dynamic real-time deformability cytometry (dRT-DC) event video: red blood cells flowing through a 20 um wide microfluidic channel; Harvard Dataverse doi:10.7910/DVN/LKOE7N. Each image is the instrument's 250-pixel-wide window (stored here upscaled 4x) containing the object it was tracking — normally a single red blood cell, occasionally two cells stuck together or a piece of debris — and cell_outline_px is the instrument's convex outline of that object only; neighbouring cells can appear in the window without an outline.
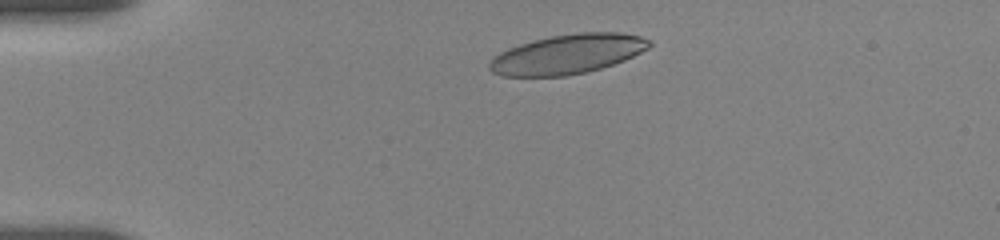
{"species": "human", "species_latin": "Homo sapiens", "temperature_condition": "room temperature", "stored_images_in_passage": 18, "camera_frame_rate_fps": 3000, "um_per_image_px": 0.085, "donor": {"sex": "female"}, "frame": {"image": 1, "passage_image": 2, "time_ms": 1.0, "image_size_px": [1000, 240], "cell_outline_px": [[652, 44], [648, 48], [624, 60], [600, 68], [584, 72], [564, 76], [504, 76], [492, 72], [488, 68], [488, 64], [500, 52], [508, 48], [532, 40], [552, 36], [576, 32], [620, 32], [640, 36], [648, 40]], "centroid_in_image_um": [48.22, 4.59], "position_along_channel_um": 36.8, "area_um2": 36.53}}
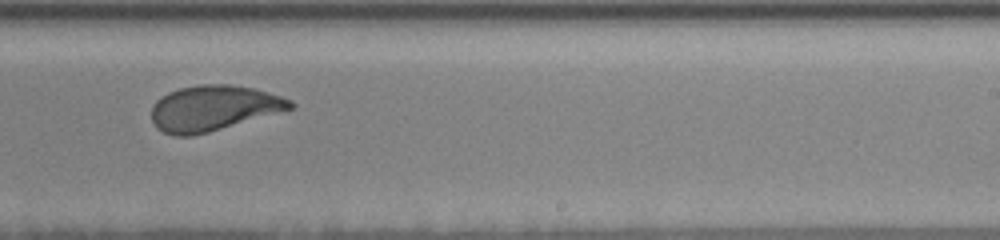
{"frame": {"image": 2, "passage_image": 10, "time_ms": 8.667, "image_size_px": [1000, 240], "cell_outline_px": [[296, 104], [292, 108], [208, 132], [192, 136], [176, 136], [164, 132], [156, 128], [152, 120], [152, 104], [156, 100], [168, 92], [180, 88], [196, 84], [232, 84], [252, 88], [268, 92], [292, 100]], "centroid_in_image_um": [18.1, 9.18], "position_along_channel_um": 270.9, "area_um2": 36.53}}
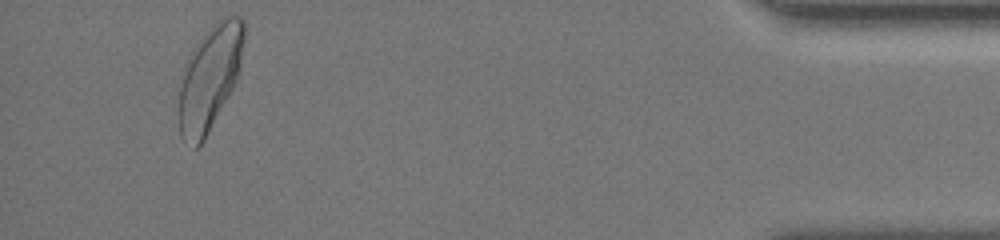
{"frame": {"image": 3, "passage_image": 17, "time_ms": 14.333, "image_size_px": [1000, 240], "cell_outline_px": [[244, 40], [240, 64], [236, 80], [228, 96], [204, 140], [196, 148], [180, 136], [176, 84], [180, 72], [188, 56], [200, 36], [220, 16], [240, 16], [244, 20]], "centroid_in_image_um": [17.76, 6.57], "position_along_channel_um": 417.4, "area_um2": 40.52}, "authors_computed_cell_mechanics": {"area_um2": 36.9631, "velocity_mm_per_s": 3.6458, "shape_relaxation_time_tau1_ms": 3.2963, "shape_relaxation_time_tau2_ms": 0.4976, "deformation_change_tau1": 0.1422, "deformation_change_tau2": 0.039}}